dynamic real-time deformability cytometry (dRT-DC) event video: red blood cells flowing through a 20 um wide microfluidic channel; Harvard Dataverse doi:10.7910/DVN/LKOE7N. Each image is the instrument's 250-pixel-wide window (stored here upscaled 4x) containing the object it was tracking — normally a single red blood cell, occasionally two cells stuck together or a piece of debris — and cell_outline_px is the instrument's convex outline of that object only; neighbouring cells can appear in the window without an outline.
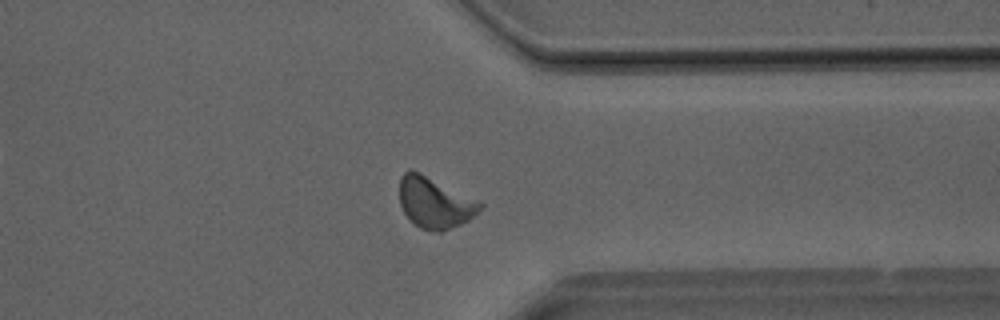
{"species": "Egyptian fruit bat (a non-hibernating species)", "species_latin": "Rousettus aegyptiacus", "temperature_condition": "room temperature", "stored_images_in_passage": 29, "camera_frame_rate_fps": 3000, "um_per_image_px": 0.085, "animal": {"sex": "male"}, "frame": {"image": 1, "passage_image": 20, "time_ms": 6.333, "image_size_px": [1000, 320], "cell_outline_px": [[484, 204], [468, 220], [460, 224], [440, 232], [420, 228], [412, 224], [404, 212], [400, 204], [400, 176], [404, 172], [412, 168], [480, 200]], "centroid_in_image_um": [36.94, 17.2], "position_along_channel_um": 374.5, "area_um2": 24.1}}
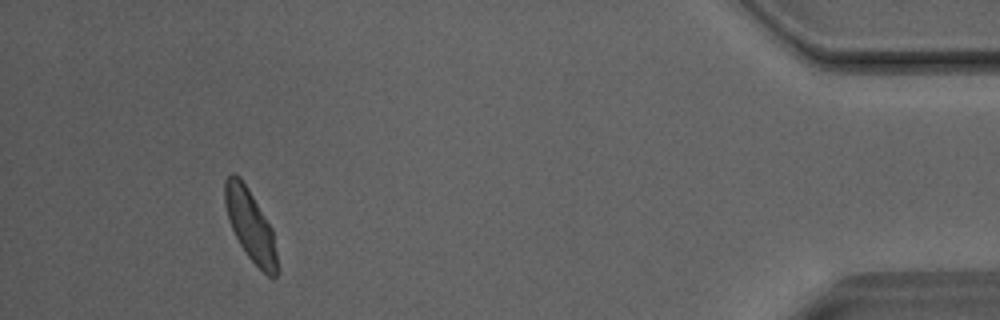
{"frame": {"image": 2, "passage_image": 26, "time_ms": 8.333, "image_size_px": [1000, 320], "cell_outline_px": [[280, 272], [276, 276], [268, 276], [248, 256], [240, 244], [228, 220], [224, 204], [224, 180], [232, 172], [236, 172], [240, 176], [248, 188], [272, 228], [280, 268]], "centroid_in_image_um": [21.29, 19.13], "position_along_channel_um": 413.9, "area_um2": 21.91}}